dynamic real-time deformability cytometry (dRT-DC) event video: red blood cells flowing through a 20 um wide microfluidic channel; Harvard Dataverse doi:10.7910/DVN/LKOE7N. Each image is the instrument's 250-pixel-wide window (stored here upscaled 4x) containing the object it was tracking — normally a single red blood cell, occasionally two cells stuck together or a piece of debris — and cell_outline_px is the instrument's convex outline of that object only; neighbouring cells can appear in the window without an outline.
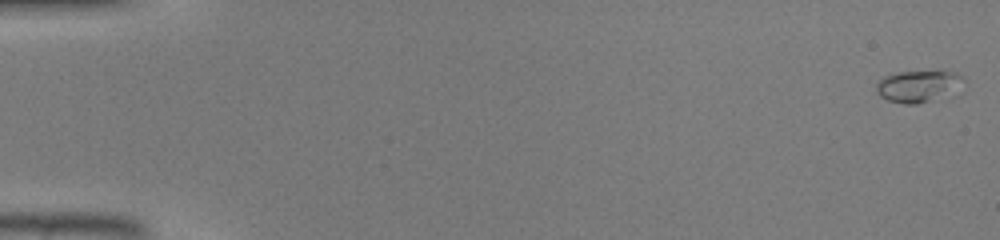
{"species": "common noctule bat (a hibernating species)", "species_latin": "Nyctalus noctula", "temperature_condition": "warm", "stored_images_in_passage": 46, "camera_frame_rate_fps": 3000, "um_per_image_px": 0.085, "animal": {"sex": "male", "body_mass_g": 19.0, "forearm_length_mm": 50.8}, "frame": {"image": 1, "passage_image": 1, "time_ms": 0.0, "image_size_px": [1000, 240], "cell_outline_px": [[964, 80], [928, 100], [916, 104], [904, 104], [888, 100], [880, 96], [876, 92], [876, 84], [884, 76], [900, 72], [956, 72], [964, 76]], "centroid_in_image_um": [77.86, 7.3], "position_along_channel_um": 7.1, "area_um2": 14.85}}
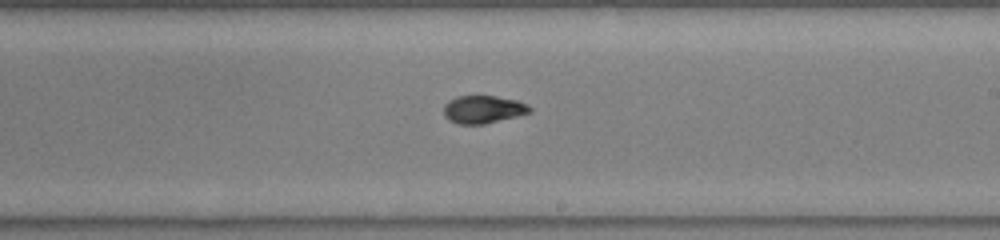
{"frame": {"image": 2, "passage_image": 28, "time_ms": 9.0, "image_size_px": [1000, 240], "cell_outline_px": [[532, 112], [484, 124], [460, 124], [448, 120], [444, 116], [444, 104], [448, 100], [456, 96], [496, 96], [516, 100], [528, 104], [532, 108]], "centroid_in_image_um": [41.06, 9.29], "position_along_channel_um": 247.9, "area_um2": 13.99}}
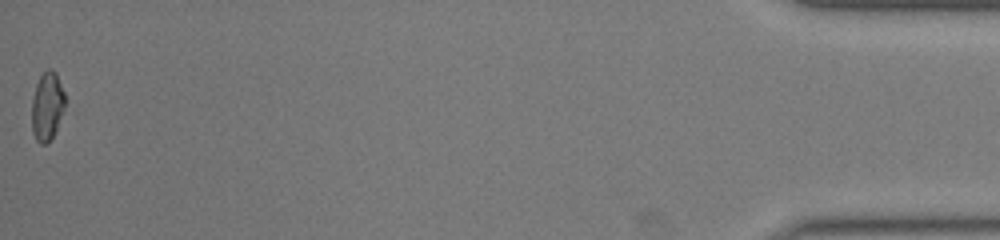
{"frame": {"image": 3, "passage_image": 46, "time_ms": 15.0, "image_size_px": [1000, 240], "cell_outline_px": [[64, 108], [56, 132], [44, 144], [40, 144], [36, 140], [32, 132], [32, 100], [36, 84], [40, 76], [48, 68], [52, 68], [56, 72], [64, 92]], "centroid_in_image_um": [4.0, 9.02], "position_along_channel_um": 431.2, "area_um2": 13.24}}